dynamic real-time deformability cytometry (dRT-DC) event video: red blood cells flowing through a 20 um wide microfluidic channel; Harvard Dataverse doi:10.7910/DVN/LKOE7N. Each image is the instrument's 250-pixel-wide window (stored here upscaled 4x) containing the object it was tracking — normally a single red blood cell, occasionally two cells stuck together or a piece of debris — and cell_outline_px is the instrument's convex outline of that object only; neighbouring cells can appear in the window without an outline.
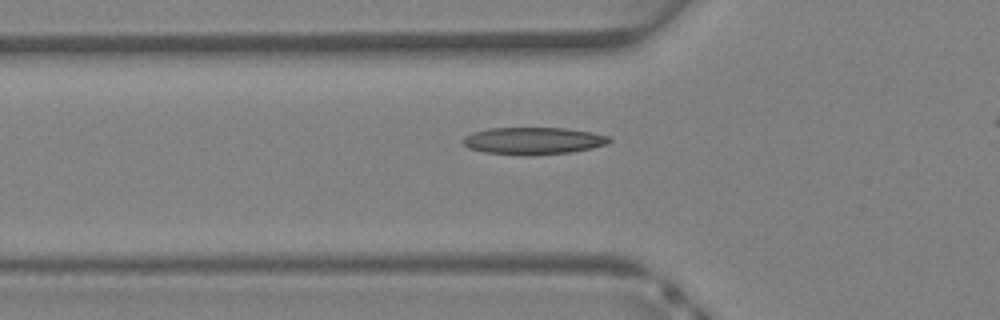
{"species": "Egyptian fruit bat (a non-hibernating species)", "species_latin": "Rousettus aegyptiacus", "temperature_condition": "warm", "stored_images_in_passage": 25, "camera_frame_rate_fps": 3000, "um_per_image_px": 0.085, "animal": {"sex": "female"}, "frame": {"image": 1, "passage_image": 4, "time_ms": 1.0, "image_size_px": [1000, 320], "cell_outline_px": [[612, 140], [608, 144], [592, 148], [572, 152], [532, 156], [524, 156], [484, 152], [468, 148], [464, 144], [464, 136], [472, 132], [488, 128], [568, 128], [592, 132], [608, 136]], "centroid_in_image_um": [45.34, 11.98], "position_along_channel_um": 80.5, "area_um2": 23.47}}
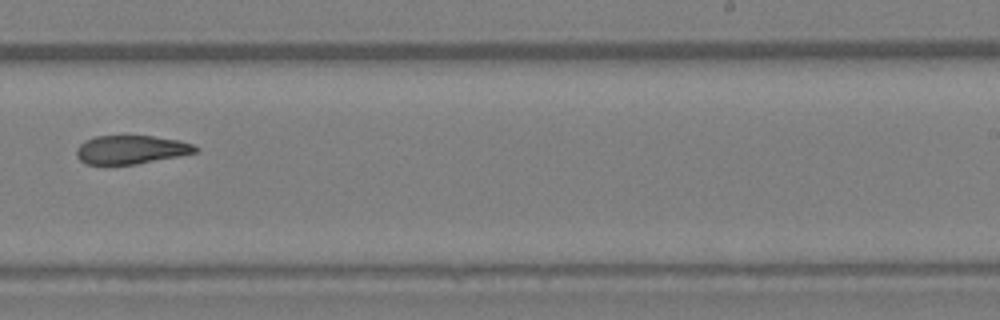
{"frame": {"image": 2, "passage_image": 15, "time_ms": 4.667, "image_size_px": [1000, 320], "cell_outline_px": [[200, 148], [196, 152], [180, 156], [136, 164], [84, 164], [76, 156], [76, 148], [84, 140], [96, 136], [152, 136], [180, 140], [192, 144]], "centroid_in_image_um": [11.13, 12.72], "position_along_channel_um": 277.9, "area_um2": 19.88}}
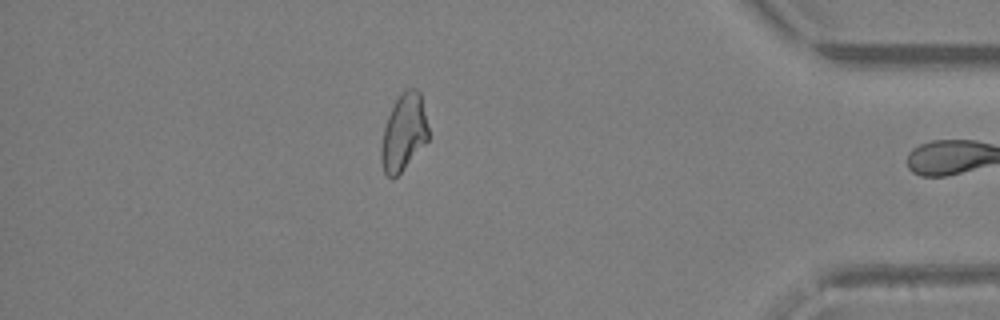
{"frame": {"image": 3, "passage_image": 24, "time_ms": 7.667, "image_size_px": [1000, 320], "cell_outline_px": [[428, 140], [404, 168], [392, 180], [384, 172], [380, 160], [380, 148], [384, 128], [388, 116], [400, 92], [404, 88], [416, 88], [420, 92], [428, 128]], "centroid_in_image_um": [34.3, 11.25], "position_along_channel_um": 400.9, "area_um2": 21.04}}